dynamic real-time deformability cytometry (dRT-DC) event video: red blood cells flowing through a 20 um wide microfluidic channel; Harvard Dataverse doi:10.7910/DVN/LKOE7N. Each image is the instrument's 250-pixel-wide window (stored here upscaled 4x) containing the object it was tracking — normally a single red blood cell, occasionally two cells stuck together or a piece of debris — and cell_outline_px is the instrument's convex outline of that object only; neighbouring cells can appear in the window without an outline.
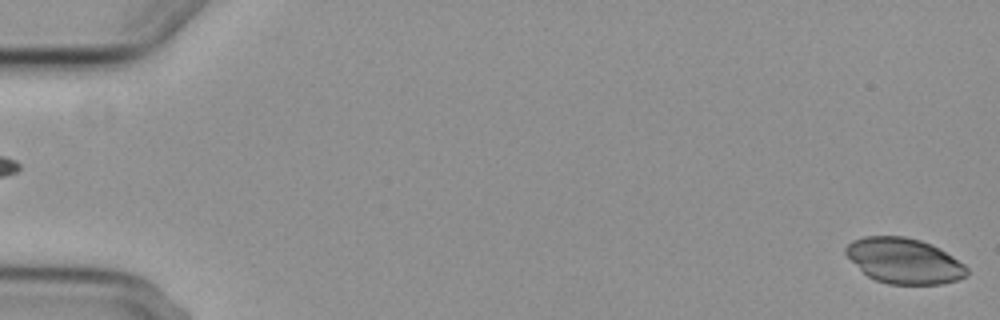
{"species": "common noctule bat (a hibernating species)", "species_latin": "Nyctalus noctula", "temperature_condition": "cold", "stored_images_in_passage": 5, "segment_of_instrument_passage": [2, 2], "camera_frame_rate_fps": 3000, "um_per_image_px": 0.085, "animal": {"sex": "female", "body_mass_g": 29.2, "forearm_length_mm": 56.3}, "frame": {"image": 1, "passage_image": 5, "time_ms": 6.0, "image_size_px": [1000, 320], "cell_outline_px": [[968, 276], [956, 280], [940, 284], [888, 284], [876, 280], [868, 276], [844, 252], [844, 248], [852, 240], [864, 236], [904, 236], [920, 240], [932, 244], [940, 248], [964, 264], [968, 268]], "centroid_in_image_um": [76.87, 22.16], "position_along_channel_um": 8.1, "area_um2": 31.96}}